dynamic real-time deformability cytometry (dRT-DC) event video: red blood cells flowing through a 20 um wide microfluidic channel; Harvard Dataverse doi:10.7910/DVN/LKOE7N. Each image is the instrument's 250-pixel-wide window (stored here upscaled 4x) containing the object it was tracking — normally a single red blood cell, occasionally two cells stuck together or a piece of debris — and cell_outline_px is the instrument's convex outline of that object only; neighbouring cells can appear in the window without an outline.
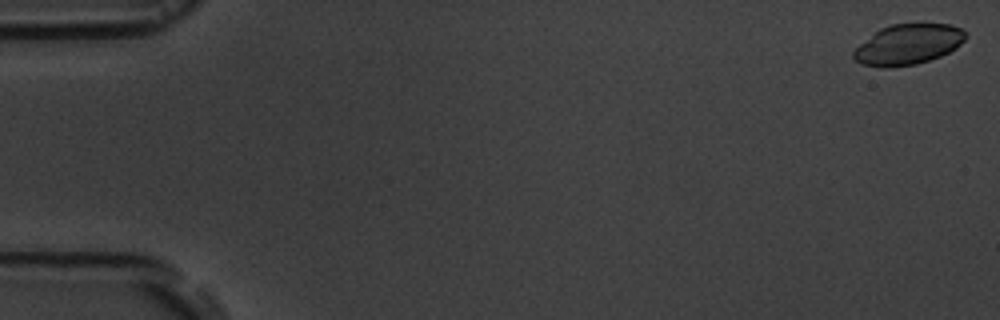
{"species": "common noctule bat (a hibernating species)", "species_latin": "Nyctalus noctula", "temperature_condition": "room temperature", "stored_images_in_passage": 7, "camera_frame_rate_fps": 3000, "um_per_image_px": 0.085, "animal": {"sex": "male", "body_mass_g": 19.5, "forearm_length_mm": 54.6}, "frame": {"image": 1, "passage_image": 1, "time_ms": 0.0, "image_size_px": [1000, 320], "cell_outline_px": [[968, 36], [956, 48], [940, 56], [916, 64], [884, 68], [860, 64], [852, 56], [852, 52], [860, 44], [880, 28], [892, 24], [952, 24], [960, 28]], "centroid_in_image_um": [77.18, 3.78], "position_along_channel_um": 7.8, "area_um2": 26.24}}
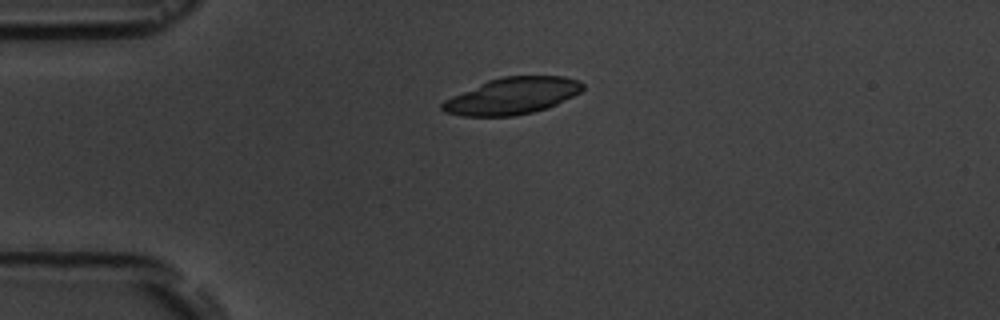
{"frame": {"image": 2, "passage_image": 5, "time_ms": 4.333, "image_size_px": [1000, 320], "cell_outline_px": [[584, 88], [580, 92], [548, 108], [532, 112], [512, 116], [464, 116], [444, 112], [440, 108], [440, 104], [444, 100], [452, 96], [488, 80], [500, 76], [564, 76], [580, 80], [584, 84]], "centroid_in_image_um": [43.54, 8.15], "position_along_channel_um": 41.5, "area_um2": 30.0}}